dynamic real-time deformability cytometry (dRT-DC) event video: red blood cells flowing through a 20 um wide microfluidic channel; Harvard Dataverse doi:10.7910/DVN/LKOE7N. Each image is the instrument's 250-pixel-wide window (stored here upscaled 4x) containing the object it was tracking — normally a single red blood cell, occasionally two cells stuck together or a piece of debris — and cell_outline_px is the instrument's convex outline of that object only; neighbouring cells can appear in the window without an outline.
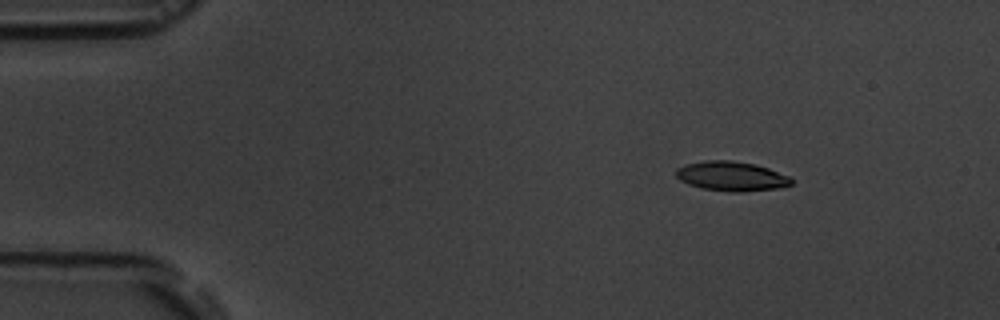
{"species": "common noctule bat (a hibernating species)", "species_latin": "Nyctalus noctula", "temperature_condition": "room temperature", "stored_images_in_passage": 4, "camera_frame_rate_fps": 3000, "um_per_image_px": 0.085, "animal": {"sex": "male", "body_mass_g": 19.5, "forearm_length_mm": 54.6}, "frame": {"image": 1, "passage_image": 2, "time_ms": 2.0, "image_size_px": [1000, 320], "cell_outline_px": [[792, 184], [776, 188], [740, 192], [732, 192], [704, 188], [688, 184], [680, 180], [676, 176], [676, 168], [684, 164], [704, 160], [732, 160], [756, 164], [768, 168], [788, 176], [792, 180]], "centroid_in_image_um": [62.13, 14.96], "position_along_channel_um": 22.9, "area_um2": 19.77}}